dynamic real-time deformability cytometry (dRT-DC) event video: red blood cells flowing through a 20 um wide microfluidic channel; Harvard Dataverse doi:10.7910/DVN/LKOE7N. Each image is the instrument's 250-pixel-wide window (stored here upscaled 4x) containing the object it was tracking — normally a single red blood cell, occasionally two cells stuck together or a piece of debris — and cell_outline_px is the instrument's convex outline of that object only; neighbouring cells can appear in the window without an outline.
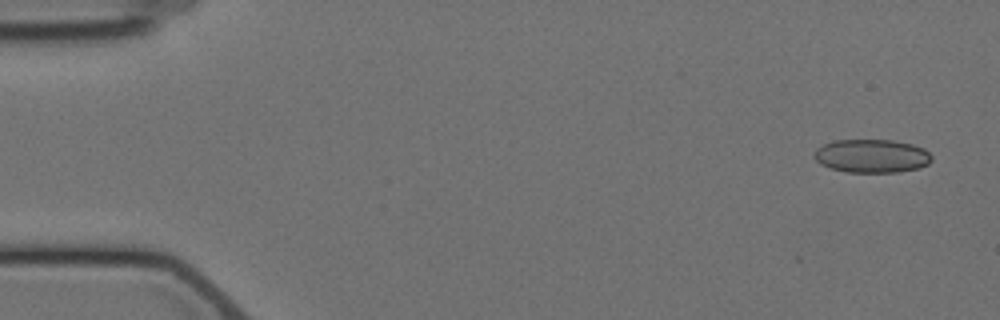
{"species": "Egyptian fruit bat (a non-hibernating species)", "species_latin": "Rousettus aegyptiacus", "temperature_condition": "cold", "stored_images_in_passage": 6, "camera_frame_rate_fps": 3000, "um_per_image_px": 0.085, "animal": {"sex": "female"}, "frame": {"image": 1, "passage_image": 1, "time_ms": 0.0, "image_size_px": [1000, 320], "cell_outline_px": [[932, 160], [928, 164], [920, 168], [900, 172], [848, 172], [832, 168], [820, 164], [816, 160], [816, 148], [824, 144], [836, 140], [892, 140], [912, 144], [924, 148], [932, 156]], "centroid_in_image_um": [74.15, 13.26], "position_along_channel_um": 10.9, "area_um2": 22.83}}
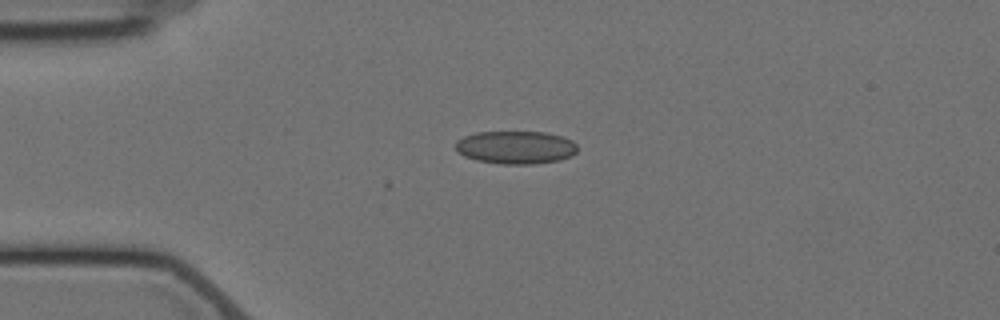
{"frame": {"image": 2, "passage_image": 4, "time_ms": 3.667, "image_size_px": [1000, 320], "cell_outline_px": [[576, 152], [572, 156], [560, 160], [532, 164], [500, 164], [476, 160], [464, 156], [456, 148], [456, 140], [464, 136], [476, 132], [548, 132], [564, 136], [572, 140], [576, 144]], "centroid_in_image_um": [43.86, 12.52], "position_along_channel_um": 41.1, "area_um2": 23.58}}
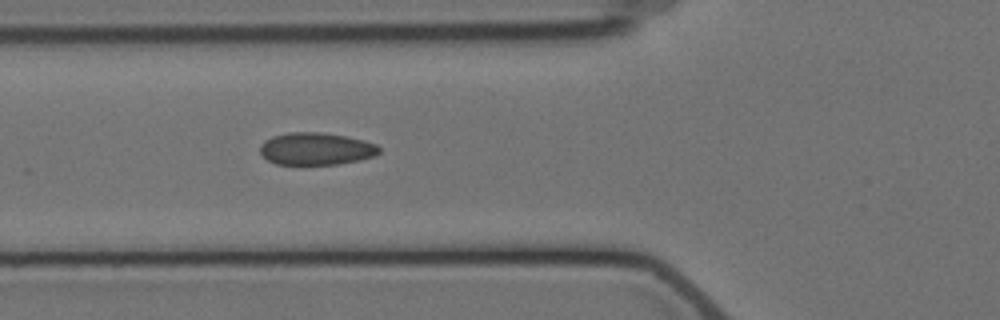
{"frame": {"image": 3, "passage_image": 6, "time_ms": 6.0, "image_size_px": [1000, 320], "cell_outline_px": [[380, 152], [376, 156], [360, 160], [336, 164], [300, 168], [276, 164], [268, 160], [260, 152], [260, 144], [264, 140], [272, 136], [288, 132], [320, 132], [348, 136], [364, 140], [376, 144], [380, 148]], "centroid_in_image_um": [26.84, 12.69], "position_along_channel_um": 99.0, "area_um2": 23.47}}